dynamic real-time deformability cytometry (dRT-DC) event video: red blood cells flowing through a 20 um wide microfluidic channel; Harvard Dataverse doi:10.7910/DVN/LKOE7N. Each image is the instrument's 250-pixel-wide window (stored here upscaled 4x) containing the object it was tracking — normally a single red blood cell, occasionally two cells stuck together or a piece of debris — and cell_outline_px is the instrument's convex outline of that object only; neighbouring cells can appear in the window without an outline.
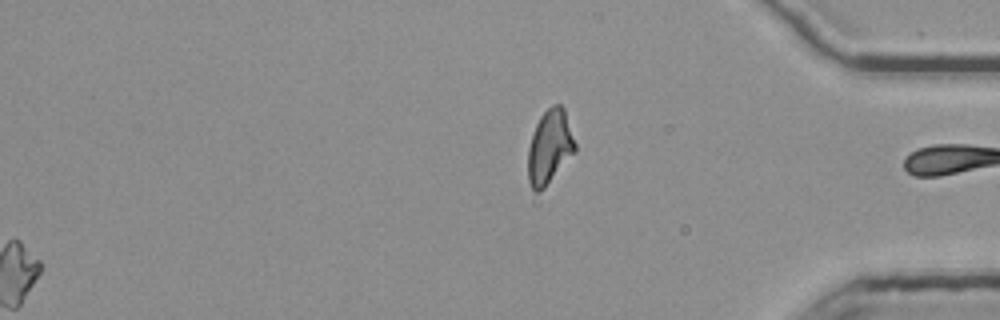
{"species": "common noctule bat (a hibernating species)", "species_latin": "Nyctalus noctula", "temperature_condition": "room temperature", "stored_images_in_passage": 55, "segment_of_instrument_passage": [2, 2], "camera_frame_rate_fps": 3000, "um_per_image_px": 0.085, "animal": {"sex": "female", "body_mass_g": 25.1}, "frame": {"image": 1, "passage_image": 55, "time_ms": 18.0, "image_size_px": [1000, 320], "cell_outline_px": [[576, 152], [544, 188], [540, 192], [536, 192], [532, 188], [528, 180], [528, 148], [536, 124], [540, 116], [552, 104], [560, 104], [564, 108], [576, 144]], "centroid_in_image_um": [46.73, 12.49], "position_along_channel_um": 388.5, "area_um2": 20.29}}